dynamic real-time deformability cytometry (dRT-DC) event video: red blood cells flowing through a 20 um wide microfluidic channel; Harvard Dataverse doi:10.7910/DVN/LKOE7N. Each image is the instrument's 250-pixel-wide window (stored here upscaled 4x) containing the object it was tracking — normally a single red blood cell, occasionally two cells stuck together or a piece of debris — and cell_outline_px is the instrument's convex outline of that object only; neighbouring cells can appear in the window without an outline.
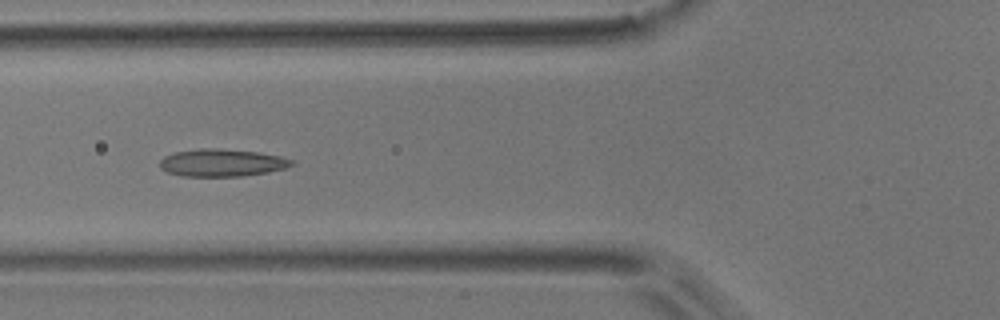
{"species": "common noctule bat (a hibernating species)", "species_latin": "Nyctalus noctula", "temperature_condition": "room temperature", "stored_images_in_passage": 9, "camera_frame_rate_fps": 3000, "um_per_image_px": 0.085, "animal": {"sex": "male", "body_mass_g": 17.9}, "frame": {"image": 1, "passage_image": 4, "time_ms": 1.0, "image_size_px": [1000, 320], "cell_outline_px": [[292, 164], [284, 168], [268, 172], [240, 176], [180, 176], [168, 172], [160, 168], [160, 160], [164, 156], [176, 152], [200, 148], [216, 148], [260, 152], [280, 156], [292, 160]], "centroid_in_image_um": [18.83, 13.83], "position_along_channel_um": 107.0, "area_um2": 20.98}}
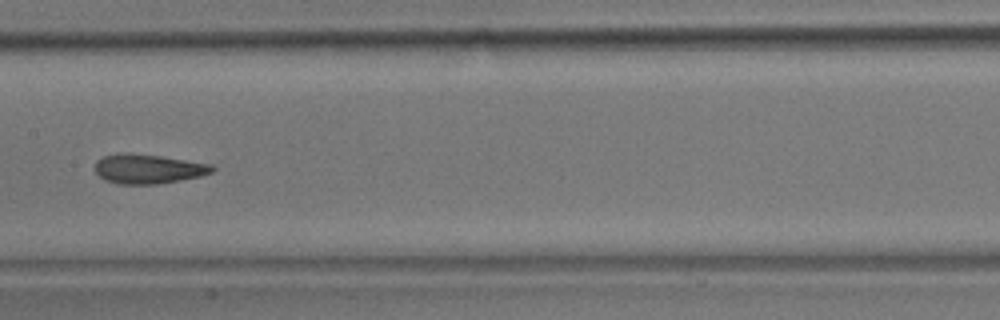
{"frame": {"image": 2, "passage_image": 6, "time_ms": 1.667, "image_size_px": [1000, 320], "cell_outline_px": [[216, 168], [212, 172], [200, 176], [180, 180], [156, 184], [116, 184], [104, 180], [96, 172], [96, 160], [104, 156], [160, 156], [212, 164]], "centroid_in_image_um": [12.66, 14.41], "position_along_channel_um": 194.7, "area_um2": 19.25}}
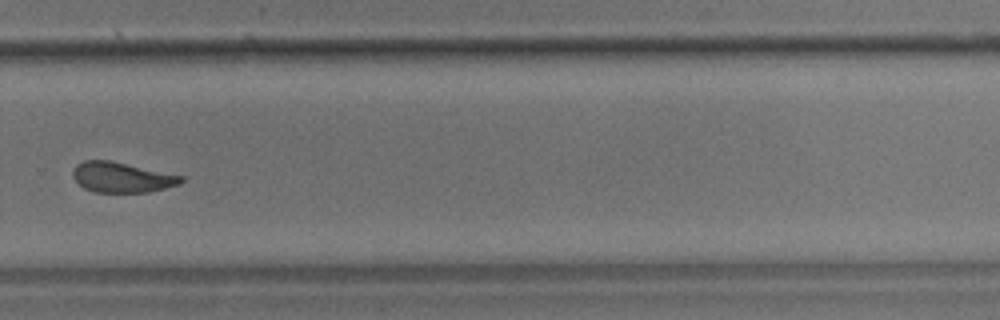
{"frame": {"image": 3, "passage_image": 9, "time_ms": 2.667, "image_size_px": [1000, 320], "cell_outline_px": [[184, 180], [180, 184], [148, 192], [96, 192], [84, 188], [72, 176], [72, 168], [76, 164], [84, 160], [112, 160], [184, 176]], "centroid_in_image_um": [10.35, 15.05], "position_along_channel_um": 319.5, "area_um2": 19.19}}